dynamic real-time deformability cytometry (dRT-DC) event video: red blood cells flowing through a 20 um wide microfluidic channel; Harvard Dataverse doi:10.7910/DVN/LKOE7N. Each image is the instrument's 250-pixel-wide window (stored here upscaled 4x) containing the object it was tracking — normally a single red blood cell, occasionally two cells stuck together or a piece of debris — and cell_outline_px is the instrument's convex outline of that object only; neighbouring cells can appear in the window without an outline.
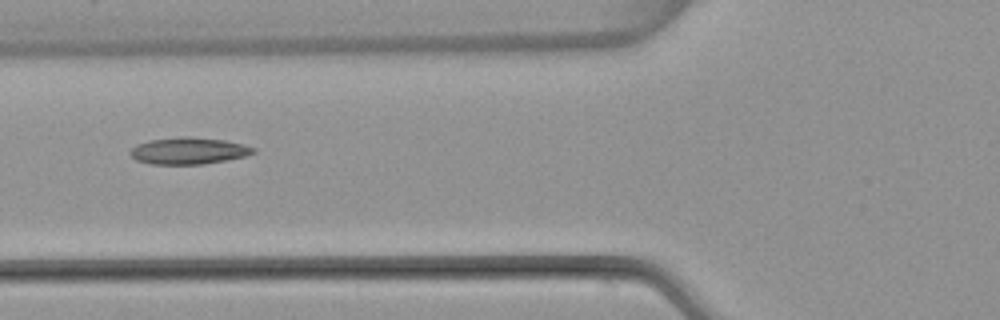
{"species": "common noctule bat (a hibernating species)", "species_latin": "Nyctalus noctula", "temperature_condition": "warm", "stored_images_in_passage": 5, "camera_frame_rate_fps": 3000, "um_per_image_px": 0.085, "animal": {"sex": "female", "body_mass_g": 22.7, "forearm_length_mm": 54.2}, "frame": {"image": 1, "passage_image": 5, "time_ms": 5.333, "image_size_px": [1000, 320], "cell_outline_px": [[256, 152], [244, 156], [228, 160], [204, 164], [148, 164], [136, 160], [128, 152], [136, 144], [148, 140], [184, 136], [188, 136], [224, 140], [256, 148]], "centroid_in_image_um": [15.99, 12.82], "position_along_channel_um": 109.8, "area_um2": 19.25}}